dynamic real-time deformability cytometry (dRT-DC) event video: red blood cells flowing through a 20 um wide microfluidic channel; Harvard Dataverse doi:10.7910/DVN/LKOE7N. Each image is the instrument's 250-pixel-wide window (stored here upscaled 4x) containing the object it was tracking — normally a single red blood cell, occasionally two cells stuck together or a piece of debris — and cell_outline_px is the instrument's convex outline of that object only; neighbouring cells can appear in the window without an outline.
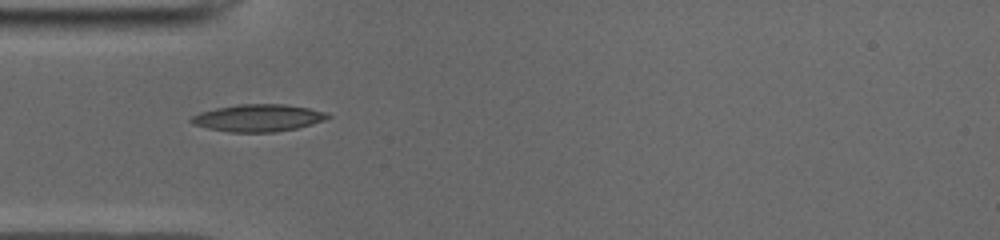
{"species": "common noctule bat (a hibernating species)", "species_latin": "Nyctalus noctula", "temperature_condition": "cold", "stored_images_in_passage": 35, "camera_frame_rate_fps": 3000, "um_per_image_px": 0.085, "animal": {"sex": "male", "body_mass_g": 19.0, "forearm_length_mm": 50.8}, "frame": {"image": 1, "passage_image": 1, "time_ms": 0.0, "image_size_px": [1000, 240], "cell_outline_px": [[332, 116], [324, 120], [312, 124], [296, 128], [276, 132], [228, 132], [208, 128], [192, 124], [188, 120], [192, 116], [200, 112], [216, 108], [240, 104], [284, 104], [308, 108], [328, 112]], "centroid_in_image_um": [21.94, 10.02], "position_along_channel_um": 63.1, "area_um2": 21.68}, "authors_computed_cell_mechanics": {"area_um2": 19.2474, "velocity_mm_per_s": 3.953, "shape_relaxation_time_tau1_ms": 2.7753, "shape_relaxation_time_tau2_ms": 1.5184, "deformation_change_tau1": 0.097, "deformation_change_tau2": 0.0477}}